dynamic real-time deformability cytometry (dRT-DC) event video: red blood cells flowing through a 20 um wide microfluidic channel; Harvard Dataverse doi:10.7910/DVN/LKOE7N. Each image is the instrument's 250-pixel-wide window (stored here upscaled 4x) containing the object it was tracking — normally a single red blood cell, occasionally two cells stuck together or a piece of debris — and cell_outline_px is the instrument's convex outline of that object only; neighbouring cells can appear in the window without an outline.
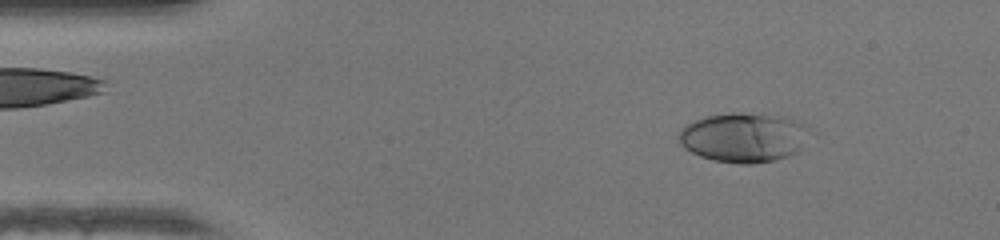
{"species": "human", "species_latin": "Homo sapiens", "temperature_condition": "warm", "stored_images_in_passage": 39, "camera_frame_rate_fps": 3000, "um_per_image_px": 0.085, "donor": {"sex": "female"}, "frame": {"image": 1, "passage_image": 5, "time_ms": 1.333, "image_size_px": [1000, 240], "cell_outline_px": [[800, 148], [796, 152], [788, 156], [776, 160], [752, 164], [740, 164], [712, 160], [700, 156], [684, 148], [680, 144], [676, 136], [680, 128], [696, 120], [708, 116], [732, 112], [740, 112], [780, 116], [796, 120], [800, 124]], "centroid_in_image_um": [63.04, 11.7], "position_along_channel_um": 22.0, "area_um2": 36.82}}
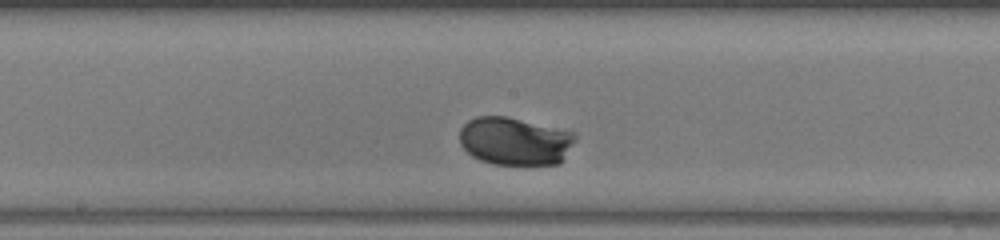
{"frame": {"image": 2, "passage_image": 24, "time_ms": 7.667, "image_size_px": [1000, 240], "cell_outline_px": [[576, 140], [560, 164], [528, 168], [524, 168], [492, 164], [480, 160], [472, 156], [460, 144], [460, 128], [468, 120], [476, 116], [508, 116], [568, 128], [576, 132]], "centroid_in_image_um": [43.85, 12.03], "position_along_channel_um": 204.3, "area_um2": 34.16}}
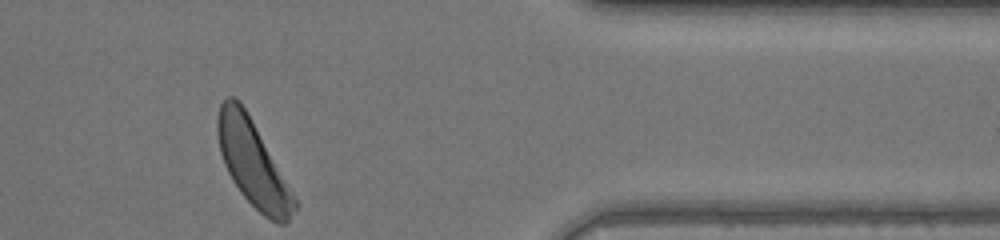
{"frame": {"image": 3, "passage_image": 39, "time_ms": 12.667, "image_size_px": [1000, 240], "cell_outline_px": [[300, 204], [288, 224], [276, 224], [264, 216], [240, 192], [232, 180], [224, 164], [220, 152], [216, 132], [216, 120], [220, 104], [228, 96], [232, 96], [240, 100]], "centroid_in_image_um": [21.51, 13.92], "position_along_channel_um": 389.9, "area_um2": 38.44}, "authors_computed_cell_mechanics": {"area_um2": 34.1598, "velocity_mm_per_s": 4.2003, "shape_relaxation_time_tau1_ms": 2.0809, "shape_relaxation_time_tau2_ms": null, "deformation_change_tau1": 0.172, "deformation_change_tau2": null}}